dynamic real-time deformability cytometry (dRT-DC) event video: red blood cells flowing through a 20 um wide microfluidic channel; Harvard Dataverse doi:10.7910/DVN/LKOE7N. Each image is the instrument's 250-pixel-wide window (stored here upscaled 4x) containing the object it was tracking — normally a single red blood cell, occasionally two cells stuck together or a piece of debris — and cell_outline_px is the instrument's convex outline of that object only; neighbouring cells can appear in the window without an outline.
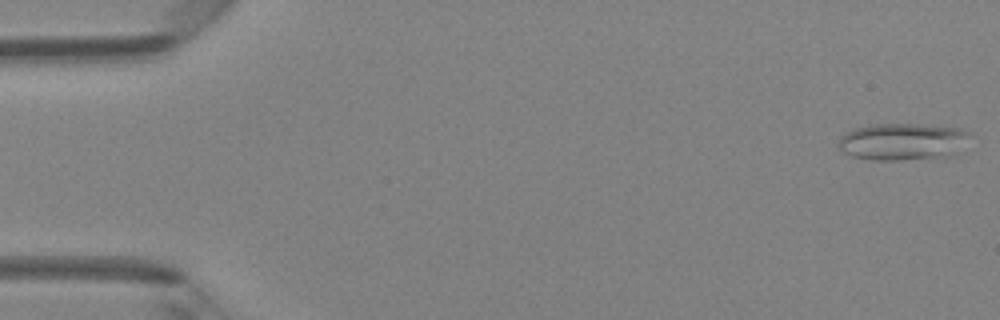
{"species": "Egyptian fruit bat (a non-hibernating species)", "species_latin": "Rousettus aegyptiacus", "temperature_condition": "room temperature", "stored_images_in_passage": 47, "camera_frame_rate_fps": 3000, "um_per_image_px": 0.085, "animal": {"sex": "female"}, "frame": {"image": 1, "passage_image": 1, "time_ms": 0.0, "image_size_px": [1000, 320], "cell_outline_px": [[972, 136], [956, 156], [900, 160], [872, 160], [852, 156], [844, 152], [836, 144], [840, 136], [856, 128], [872, 124], [920, 124], [956, 128], [968, 132]], "centroid_in_image_um": [76.76, 12.05], "position_along_channel_um": 8.2, "area_um2": 28.67}}
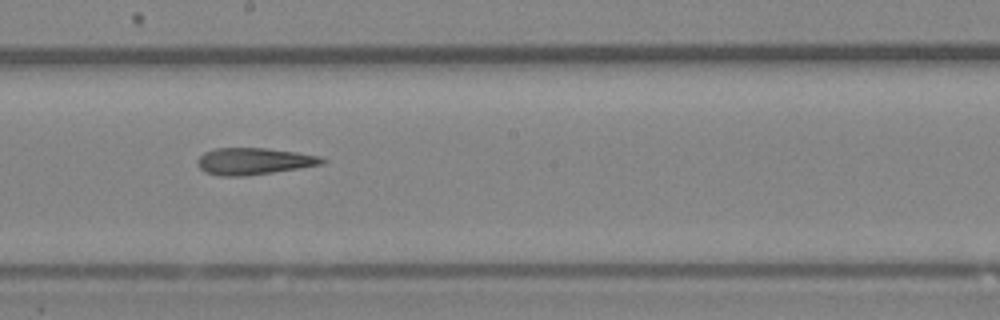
{"frame": {"image": 2, "passage_image": 26, "time_ms": 8.333, "image_size_px": [1000, 320], "cell_outline_px": [[328, 160], [324, 164], [300, 168], [244, 176], [220, 176], [204, 172], [196, 164], [196, 160], [204, 152], [216, 148], [264, 148], [296, 152], [320, 156]], "centroid_in_image_um": [21.57, 13.7], "position_along_channel_um": 226.6, "area_um2": 19.54}}
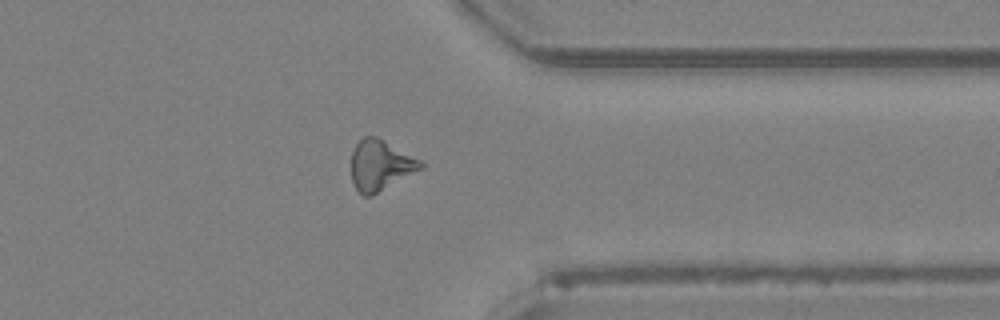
{"frame": {"image": 3, "passage_image": 37, "time_ms": 12.0, "image_size_px": [1000, 320], "cell_outline_px": [[424, 168], [372, 196], [364, 196], [352, 184], [352, 152], [356, 144], [364, 136], [376, 136], [384, 140], [420, 160], [424, 164]], "centroid_in_image_um": [32.34, 14.06], "position_along_channel_um": 379.1, "area_um2": 20.35}, "authors_computed_cell_mechanics": {"area_um2": 20.6346, "velocity_mm_per_s": 4.3138, "shape_relaxation_time_tau1_ms": null, "shape_relaxation_time_tau2_ms": 7.4004, "deformation_change_tau1": null, "deformation_change_tau2": 0.2372}}